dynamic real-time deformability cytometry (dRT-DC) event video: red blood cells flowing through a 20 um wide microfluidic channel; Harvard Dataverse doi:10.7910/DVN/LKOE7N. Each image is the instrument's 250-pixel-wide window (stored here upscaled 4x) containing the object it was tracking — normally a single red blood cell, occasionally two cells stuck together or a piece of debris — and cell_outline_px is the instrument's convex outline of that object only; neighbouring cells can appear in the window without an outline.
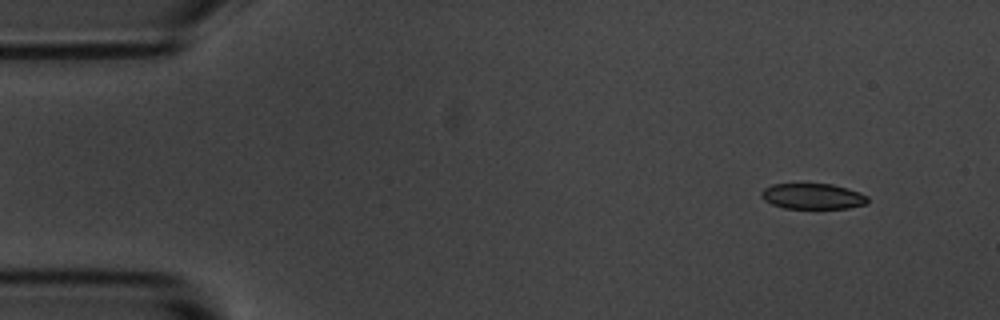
{"species": "common noctule bat (a hibernating species)", "species_latin": "Nyctalus noctula", "temperature_condition": "room temperature", "stored_images_in_passage": 4, "camera_frame_rate_fps": 3000, "um_per_image_px": 0.085, "animal": {"sex": "male", "body_mass_g": 20.1, "forearm_length_mm": 53.5}, "frame": {"image": 1, "passage_image": 1, "time_ms": 0.0, "image_size_px": [1000, 320], "cell_outline_px": [[868, 204], [848, 208], [784, 208], [772, 204], [764, 200], [760, 196], [760, 192], [764, 188], [772, 184], [832, 184], [848, 188], [860, 192], [868, 196]], "centroid_in_image_um": [69.09, 16.68], "position_along_channel_um": 15.9, "area_um2": 16.01}}
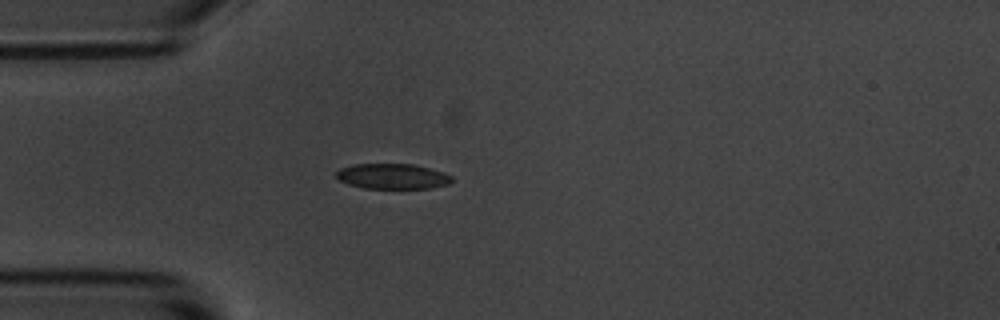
{"frame": {"image": 2, "passage_image": 4, "time_ms": 3.333, "image_size_px": [1000, 320], "cell_outline_px": [[452, 180], [448, 184], [432, 188], [364, 188], [348, 184], [340, 180], [336, 176], [336, 172], [340, 168], [352, 164], [412, 164], [444, 172], [452, 176]], "centroid_in_image_um": [33.35, 14.98], "position_along_channel_um": 51.6, "area_um2": 16.99}}